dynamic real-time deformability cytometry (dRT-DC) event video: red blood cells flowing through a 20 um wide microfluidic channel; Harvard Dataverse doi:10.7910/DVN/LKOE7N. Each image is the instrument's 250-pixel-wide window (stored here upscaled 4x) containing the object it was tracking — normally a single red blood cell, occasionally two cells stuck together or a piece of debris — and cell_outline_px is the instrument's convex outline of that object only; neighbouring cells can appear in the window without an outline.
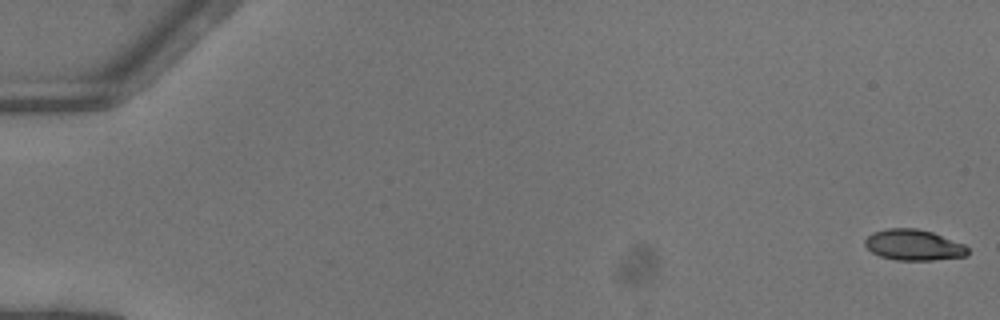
{"species": "common noctule bat (a hibernating species)", "species_latin": "Nyctalus noctula", "temperature_condition": "warm", "stored_images_in_passage": 5, "camera_frame_rate_fps": 3000, "um_per_image_px": 0.085, "animal": {"sex": "female"}, "frame": {"image": 1, "passage_image": 1, "time_ms": 0.0, "image_size_px": [1000, 320], "cell_outline_px": [[968, 256], [932, 260], [896, 260], [880, 256], [872, 252], [864, 244], [864, 240], [872, 232], [888, 228], [916, 228], [932, 232], [964, 244], [968, 248]], "centroid_in_image_um": [77.66, 20.82], "position_along_channel_um": 7.3, "area_um2": 18.5}}